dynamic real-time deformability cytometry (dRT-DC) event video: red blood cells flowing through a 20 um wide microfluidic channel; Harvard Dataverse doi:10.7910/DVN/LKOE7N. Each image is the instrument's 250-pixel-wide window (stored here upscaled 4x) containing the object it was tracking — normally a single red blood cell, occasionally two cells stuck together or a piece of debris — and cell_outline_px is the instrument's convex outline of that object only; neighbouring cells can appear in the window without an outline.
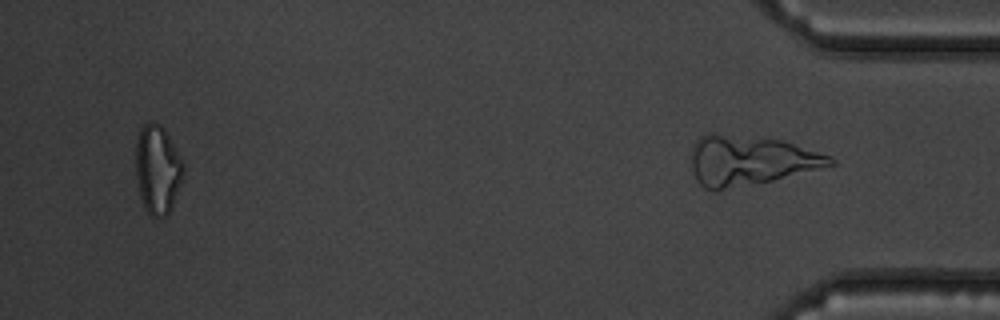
{"species": "common noctule bat (a hibernating species)", "species_latin": "Nyctalus noctula", "temperature_condition": "warm", "stored_images_in_passage": 51, "segment_of_instrument_passage": [2, 2], "camera_frame_rate_fps": 3000, "um_per_image_px": 0.085, "animal": {"sex": "male", "body_mass_g": 19.5, "forearm_length_mm": 54.6}, "frame": {"image": 1, "passage_image": 51, "time_ms": 16.667, "image_size_px": [1000, 320], "cell_outline_px": [[836, 164], [772, 180], [716, 192], [712, 192], [704, 188], [696, 180], [692, 172], [692, 144], [700, 136], [708, 132], [712, 132], [780, 140], [832, 156], [836, 160]], "centroid_in_image_um": [63.69, 13.65], "position_along_channel_um": 371.5, "area_um2": 40.4}}